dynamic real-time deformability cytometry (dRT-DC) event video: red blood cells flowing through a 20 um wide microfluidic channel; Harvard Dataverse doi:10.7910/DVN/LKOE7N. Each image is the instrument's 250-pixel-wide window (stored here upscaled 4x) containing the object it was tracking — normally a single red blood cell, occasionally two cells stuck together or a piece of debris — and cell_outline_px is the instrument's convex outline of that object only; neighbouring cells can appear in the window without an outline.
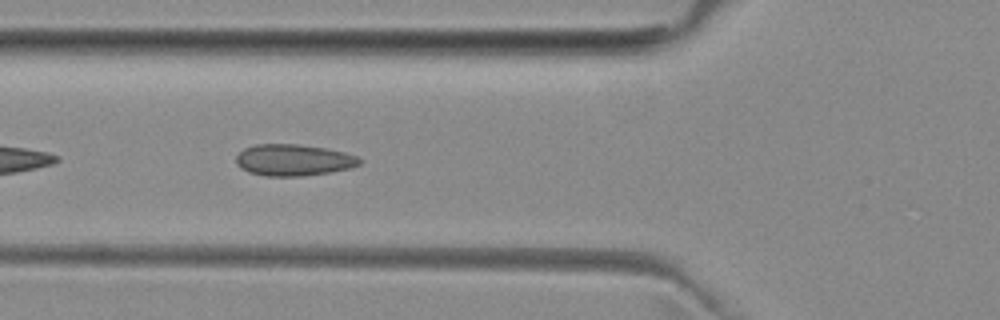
{"species": "common noctule bat (a hibernating species)", "species_latin": "Nyctalus noctula", "temperature_condition": "room temperature", "stored_images_in_passage": 6, "camera_frame_rate_fps": 3000, "um_per_image_px": 0.085, "animal": {"sex": "female", "body_mass_g": 29.2, "forearm_length_mm": 56.3}, "frame": {"image": 1, "passage_image": 4, "time_ms": 4.333, "image_size_px": [1000, 320], "cell_outline_px": [[360, 164], [348, 168], [328, 172], [304, 176], [264, 176], [248, 172], [240, 168], [236, 164], [236, 156], [244, 148], [256, 144], [300, 144], [328, 148], [344, 152], [356, 156], [360, 160]], "centroid_in_image_um": [24.9, 13.6], "position_along_channel_um": 100.9, "area_um2": 22.72}}
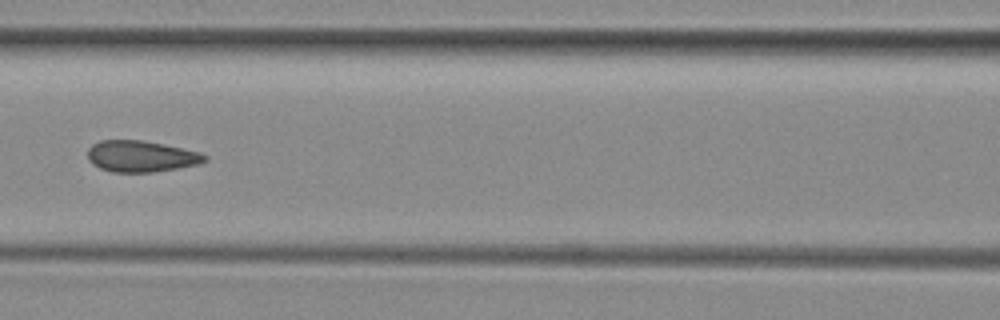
{"frame": {"image": 2, "passage_image": 5, "time_ms": 5.667, "image_size_px": [1000, 320], "cell_outline_px": [[208, 160], [200, 164], [152, 172], [112, 172], [100, 168], [92, 164], [88, 160], [88, 148], [92, 144], [100, 140], [140, 140], [200, 152], [208, 156]], "centroid_in_image_um": [11.97, 13.29], "position_along_channel_um": 154.6, "area_um2": 21.27}}
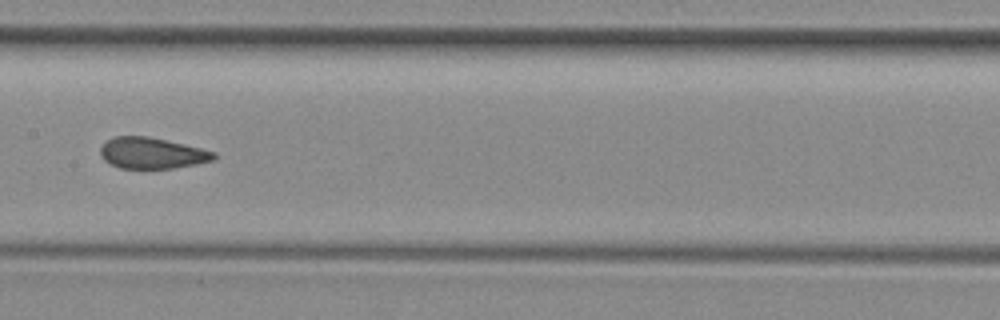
{"frame": {"image": 3, "passage_image": 6, "time_ms": 6.667, "image_size_px": [1000, 320], "cell_outline_px": [[216, 160], [196, 164], [172, 168], [120, 168], [104, 160], [100, 156], [100, 148], [108, 140], [116, 136], [148, 136], [184, 144], [216, 152]], "centroid_in_image_um": [12.93, 13.01], "position_along_channel_um": 194.5, "area_um2": 20.46}}